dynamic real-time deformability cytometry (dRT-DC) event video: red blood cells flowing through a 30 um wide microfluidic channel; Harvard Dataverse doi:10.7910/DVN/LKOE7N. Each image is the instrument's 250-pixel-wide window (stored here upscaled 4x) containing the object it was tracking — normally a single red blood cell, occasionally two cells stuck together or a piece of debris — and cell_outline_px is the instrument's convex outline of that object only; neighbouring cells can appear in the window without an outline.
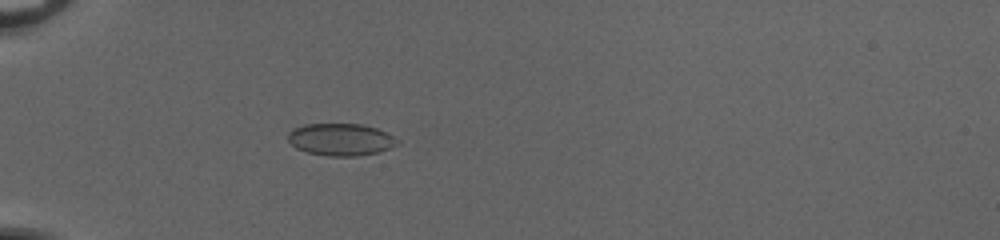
{"species": "common noctule bat (a hibernating species)", "species_latin": "Nyctalus noctula", "temperature_condition": "cold", "stored_images_in_passage": 54, "camera_frame_rate_fps": 3000, "um_per_image_px": 0.085, "animal": {"sex": "female", "body_mass_g": 20.0, "forearm_length_mm": 54.0}, "frame": {"image": 1, "passage_image": 19, "time_ms": 6.0, "image_size_px": [1000, 240], "cell_outline_px": [[396, 144], [380, 152], [356, 156], [328, 156], [308, 152], [296, 148], [288, 140], [288, 132], [304, 124], [360, 124], [376, 128], [392, 136], [396, 140]], "centroid_in_image_um": [28.92, 11.86], "position_along_channel_um": 56.1, "area_um2": 20.17}}
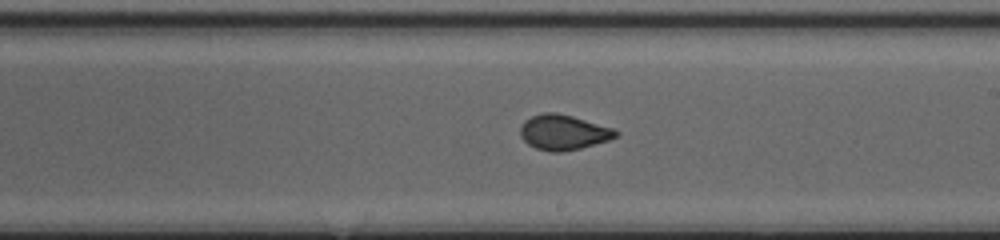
{"frame": {"image": 2, "passage_image": 34, "time_ms": 11.0, "image_size_px": [1000, 240], "cell_outline_px": [[620, 132], [616, 136], [608, 140], [580, 148], [564, 152], [548, 152], [536, 148], [528, 144], [520, 136], [520, 128], [524, 120], [532, 116], [544, 112], [556, 112], [572, 116], [612, 128]], "centroid_in_image_um": [47.85, 11.25], "position_along_channel_um": 241.1, "area_um2": 19.48}}
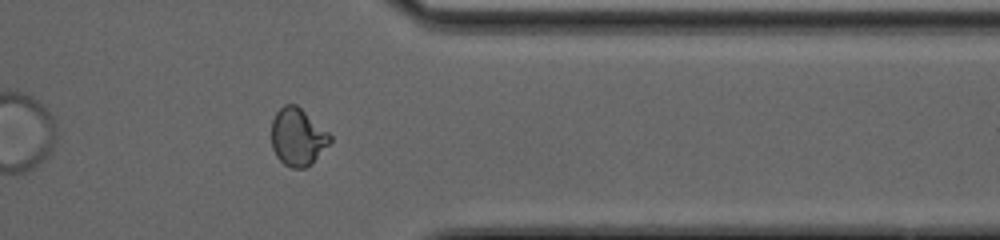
{"frame": {"image": 3, "passage_image": 45, "time_ms": 14.667, "image_size_px": [1000, 240], "cell_outline_px": [[332, 140], [312, 164], [304, 168], [292, 168], [284, 164], [276, 156], [272, 148], [272, 120], [276, 112], [284, 104], [296, 104], [328, 132], [332, 136]], "centroid_in_image_um": [25.3, 11.65], "position_along_channel_um": 386.1, "area_um2": 19.59}}